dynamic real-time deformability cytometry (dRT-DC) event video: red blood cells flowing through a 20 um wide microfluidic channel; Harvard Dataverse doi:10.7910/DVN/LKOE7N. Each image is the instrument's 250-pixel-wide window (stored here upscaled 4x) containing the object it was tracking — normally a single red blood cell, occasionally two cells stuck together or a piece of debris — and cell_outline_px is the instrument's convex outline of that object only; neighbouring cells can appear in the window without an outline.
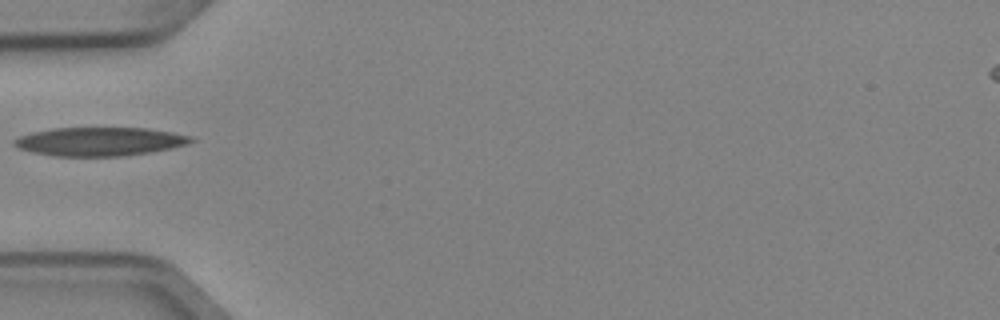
{"species": "Egyptian fruit bat (a non-hibernating species)", "species_latin": "Rousettus aegyptiacus", "temperature_condition": "cold", "stored_images_in_passage": 2, "camera_frame_rate_fps": 3000, "um_per_image_px": 0.085, "animal": {"sex": "female"}, "frame": {"image": 1, "passage_image": 1, "time_ms": 0.0, "image_size_px": [1000, 320], "cell_outline_px": [[196, 140], [188, 144], [172, 148], [148, 152], [120, 156], [56, 156], [32, 152], [16, 148], [12, 144], [12, 140], [20, 136], [32, 132], [52, 128], [148, 128], [172, 132], [192, 136]], "centroid_in_image_um": [8.46, 12.02], "position_along_channel_um": 76.5, "area_um2": 29.59}}
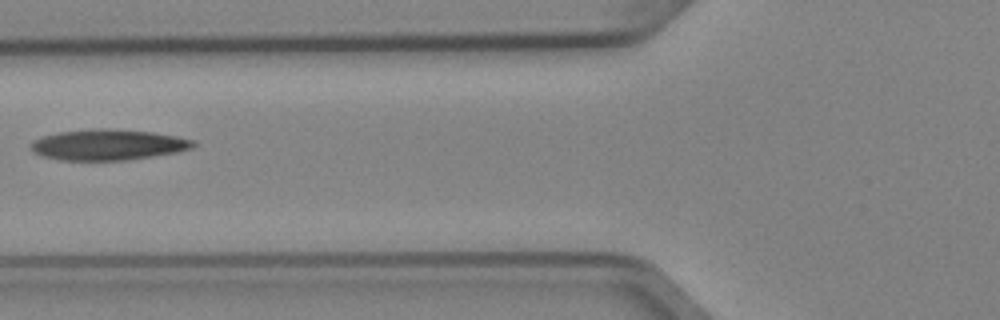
{"frame": {"image": 2, "passage_image": 2, "time_ms": 0.333, "image_size_px": [1000, 320], "cell_outline_px": [[196, 144], [192, 148], [176, 152], [128, 160], [60, 160], [40, 156], [32, 152], [28, 144], [32, 140], [44, 136], [60, 132], [92, 128], [108, 128], [152, 132], [176, 136], [196, 140]], "centroid_in_image_um": [9.14, 12.3], "position_along_channel_um": 116.7, "area_um2": 29.36}}